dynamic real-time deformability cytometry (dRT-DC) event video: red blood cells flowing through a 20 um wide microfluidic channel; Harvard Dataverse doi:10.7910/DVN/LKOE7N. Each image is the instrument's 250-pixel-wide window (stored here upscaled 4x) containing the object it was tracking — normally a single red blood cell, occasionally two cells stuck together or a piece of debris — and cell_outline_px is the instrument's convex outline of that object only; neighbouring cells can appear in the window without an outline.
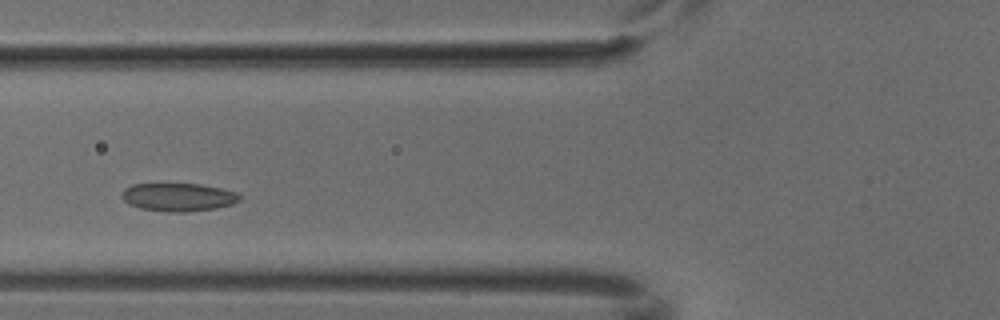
{"species": "common noctule bat (a hibernating species)", "species_latin": "Nyctalus noctula", "temperature_condition": "cold", "stored_images_in_passage": 3, "camera_frame_rate_fps": 3000, "um_per_image_px": 0.085, "animal": {"sex": "male", "body_mass_g": 18.8}, "frame": {"image": 1, "passage_image": 3, "time_ms": 0.667, "image_size_px": [1000, 320], "cell_outline_px": [[240, 200], [232, 204], [216, 208], [188, 212], [168, 212], [140, 208], [128, 204], [120, 196], [124, 188], [132, 184], [200, 184], [220, 188], [236, 192], [240, 196]], "centroid_in_image_um": [15.13, 16.76], "position_along_channel_um": 110.7, "area_um2": 19.36}}